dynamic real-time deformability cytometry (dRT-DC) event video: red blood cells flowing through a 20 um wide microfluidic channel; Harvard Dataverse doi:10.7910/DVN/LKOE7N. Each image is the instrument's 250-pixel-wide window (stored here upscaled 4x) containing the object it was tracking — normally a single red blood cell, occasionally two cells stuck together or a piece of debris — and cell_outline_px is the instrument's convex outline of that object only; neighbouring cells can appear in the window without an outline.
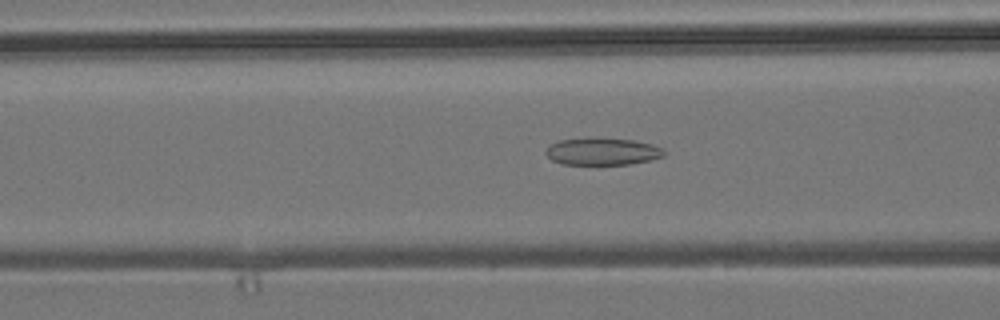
{"species": "common noctule bat (a hibernating species)", "species_latin": "Nyctalus noctula", "temperature_condition": "room temperature", "stored_images_in_passage": 54, "camera_frame_rate_fps": 3000, "um_per_image_px": 0.085, "animal": {"sex": "male", "body_mass_g": 19.2, "forearm_length_mm": 51.8}, "frame": {"image": 1, "passage_image": 21, "time_ms": 6.667, "image_size_px": [1000, 320], "cell_outline_px": [[664, 156], [648, 160], [628, 164], [560, 164], [552, 160], [544, 152], [548, 144], [560, 140], [596, 136], [632, 140], [652, 144], [660, 148], [664, 152]], "centroid_in_image_um": [51.12, 12.85], "position_along_channel_um": 115.5, "area_um2": 18.96}}
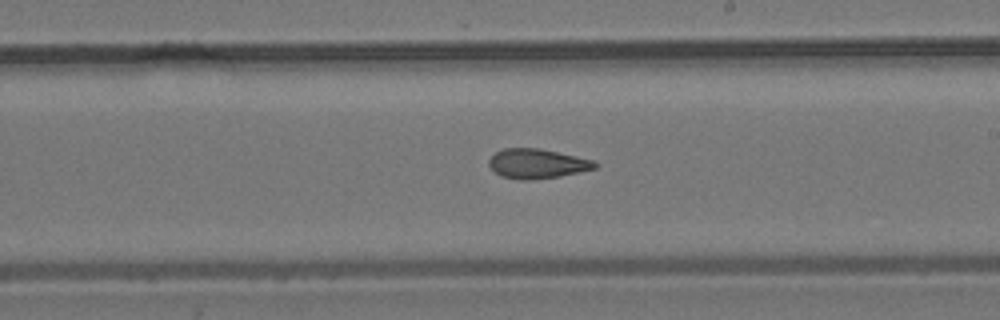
{"frame": {"image": 2, "passage_image": 31, "time_ms": 10.0, "image_size_px": [1000, 320], "cell_outline_px": [[600, 164], [596, 168], [560, 176], [532, 180], [520, 180], [500, 176], [488, 164], [488, 160], [496, 152], [504, 148], [540, 148], [576, 156], [592, 160]], "centroid_in_image_um": [45.65, 13.91], "position_along_channel_um": 243.3, "area_um2": 18.26}}
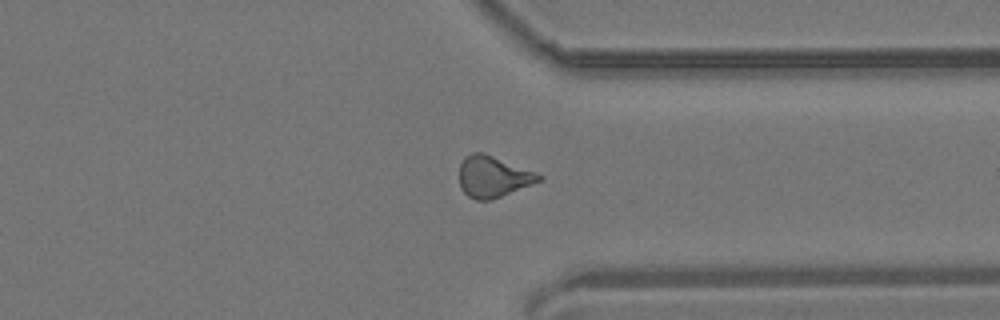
{"frame": {"image": 3, "passage_image": 41, "time_ms": 13.333, "image_size_px": [1000, 320], "cell_outline_px": [[544, 180], [500, 196], [488, 200], [476, 200], [468, 196], [460, 188], [460, 164], [464, 156], [472, 152], [484, 152], [536, 172], [544, 176]], "centroid_in_image_um": [41.92, 14.99], "position_along_channel_um": 369.5, "area_um2": 19.19}, "authors_computed_cell_mechanics": {"area_um2": 18.785, "velocity_mm_per_s": 3.8413, "shape_relaxation_time_tau1_ms": null, "shape_relaxation_time_tau2_ms": 4.3186, "deformation_change_tau1": null, "deformation_change_tau2": 0.1401}}